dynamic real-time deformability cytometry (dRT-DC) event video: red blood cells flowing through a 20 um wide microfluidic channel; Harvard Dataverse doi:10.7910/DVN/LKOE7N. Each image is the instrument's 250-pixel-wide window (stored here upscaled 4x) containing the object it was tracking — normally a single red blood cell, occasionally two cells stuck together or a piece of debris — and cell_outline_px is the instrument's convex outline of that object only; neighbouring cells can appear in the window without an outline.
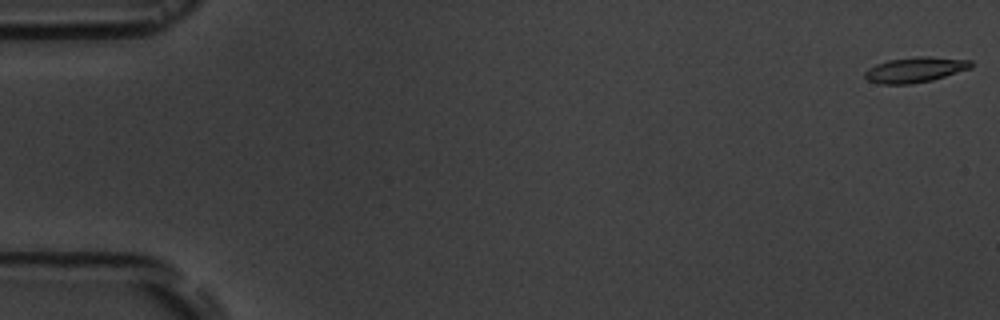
{"species": "common noctule bat (a hibernating species)", "species_latin": "Nyctalus noctula", "temperature_condition": "room temperature", "stored_images_in_passage": 5, "camera_frame_rate_fps": 3000, "um_per_image_px": 0.085, "animal": {"sex": "male", "body_mass_g": 19.5, "forearm_length_mm": 54.6}, "frame": {"image": 1, "passage_image": 1, "time_ms": 0.0, "image_size_px": [1000, 320], "cell_outline_px": [[972, 68], [932, 80], [908, 84], [880, 84], [868, 80], [864, 76], [864, 72], [868, 68], [876, 64], [888, 60], [916, 56], [928, 56], [972, 60]], "centroid_in_image_um": [77.79, 5.92], "position_along_channel_um": 7.2, "area_um2": 15.72}}
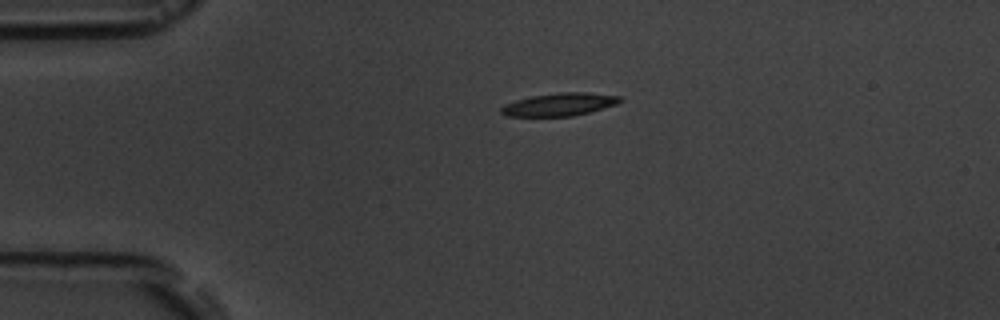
{"frame": {"image": 2, "passage_image": 4, "time_ms": 4.0, "image_size_px": [1000, 320], "cell_outline_px": [[624, 100], [616, 104], [588, 112], [572, 116], [508, 116], [500, 112], [500, 108], [504, 104], [516, 100], [532, 96], [560, 92], [588, 92], [620, 96]], "centroid_in_image_um": [47.55, 8.87], "position_along_channel_um": 37.5, "area_um2": 15.72}}
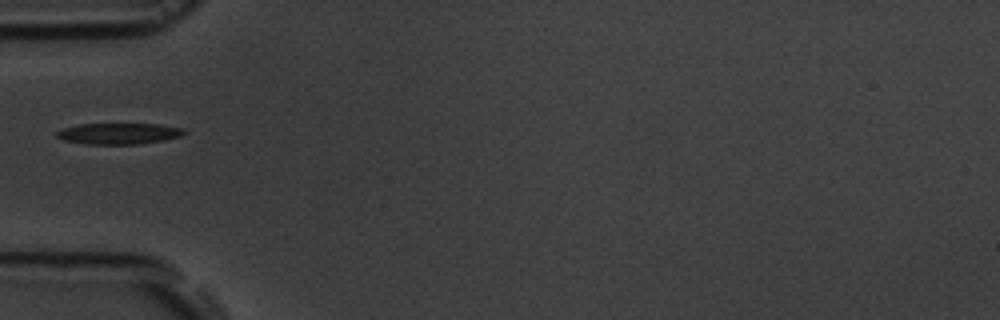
{"frame": {"image": 3, "passage_image": 5, "time_ms": 6.0, "image_size_px": [1000, 320], "cell_outline_px": [[188, 132], [180, 136], [164, 140], [136, 144], [84, 144], [64, 140], [56, 136], [56, 132], [60, 128], [80, 124], [160, 124], [184, 128]], "centroid_in_image_um": [10.1, 11.35], "position_along_channel_um": 74.9, "area_um2": 15.78}}